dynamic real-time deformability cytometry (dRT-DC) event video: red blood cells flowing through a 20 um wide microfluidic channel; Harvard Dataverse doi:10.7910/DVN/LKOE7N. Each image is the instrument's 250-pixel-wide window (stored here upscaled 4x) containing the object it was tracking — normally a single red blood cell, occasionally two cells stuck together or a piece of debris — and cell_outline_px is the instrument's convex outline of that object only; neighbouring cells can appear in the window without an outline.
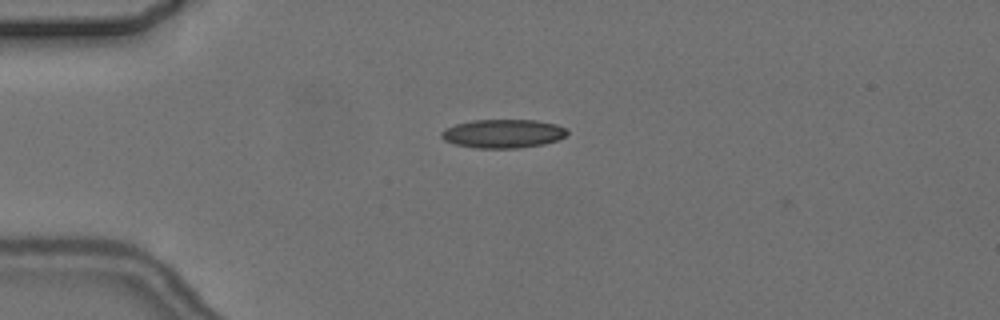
{"species": "common noctule bat (a hibernating species)", "species_latin": "Nyctalus noctula", "temperature_condition": "cold", "stored_images_in_passage": 3, "camera_frame_rate_fps": 3000, "um_per_image_px": 0.085, "animal": {"sex": "female", "body_mass_g": 24.6, "forearm_length_mm": 56.2}, "frame": {"image": 1, "passage_image": 2, "time_ms": 2.0, "image_size_px": [1000, 320], "cell_outline_px": [[568, 132], [560, 140], [544, 144], [520, 148], [476, 148], [456, 144], [444, 140], [440, 136], [440, 132], [444, 128], [456, 124], [472, 120], [536, 120], [556, 124], [568, 128]], "centroid_in_image_um": [42.78, 11.35], "position_along_channel_um": 42.2, "area_um2": 21.21}}